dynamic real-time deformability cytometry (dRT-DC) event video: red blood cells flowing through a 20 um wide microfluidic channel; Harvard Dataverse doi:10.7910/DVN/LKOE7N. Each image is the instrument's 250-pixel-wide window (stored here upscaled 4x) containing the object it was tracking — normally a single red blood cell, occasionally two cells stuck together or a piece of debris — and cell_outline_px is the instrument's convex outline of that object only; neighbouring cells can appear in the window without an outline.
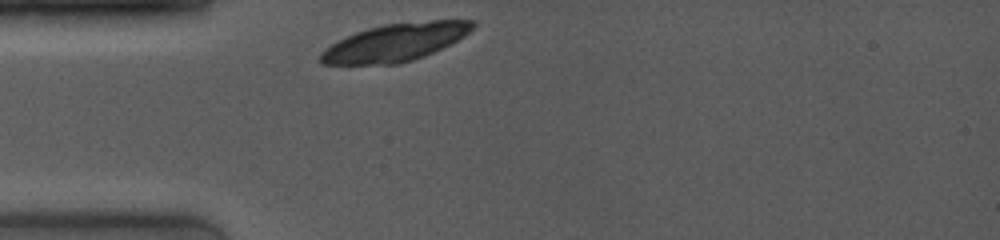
{"species": "common noctule bat (a hibernating species)", "species_latin": "Nyctalus noctula", "temperature_condition": "room temperature", "stored_images_in_passage": 1, "camera_frame_rate_fps": 4000, "um_per_image_px": 0.085, "animal": {"sex": "female", "body_mass_g": 19.0, "forearm_length_mm": 53.3}, "frame": {"image": 1, "passage_image": 1, "time_ms": 0.0, "image_size_px": [1000, 240], "cell_outline_px": [[476, 24], [464, 36], [424, 56], [400, 64], [324, 64], [320, 60], [320, 52], [332, 44], [356, 32], [368, 28], [384, 24], [432, 20], [476, 20]], "centroid_in_image_um": [33.61, 3.59], "position_along_channel_um": 51.4, "area_um2": 32.89}}